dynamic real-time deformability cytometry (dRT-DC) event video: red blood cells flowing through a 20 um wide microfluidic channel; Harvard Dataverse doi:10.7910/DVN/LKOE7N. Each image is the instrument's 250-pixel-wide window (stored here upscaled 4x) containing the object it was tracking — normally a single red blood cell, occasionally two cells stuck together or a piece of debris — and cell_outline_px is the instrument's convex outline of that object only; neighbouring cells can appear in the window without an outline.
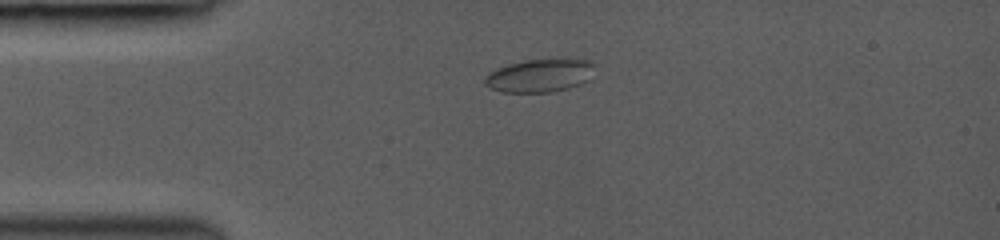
{"species": "common noctule bat (a hibernating species)", "species_latin": "Nyctalus noctula", "temperature_condition": "room temperature", "stored_images_in_passage": 21, "camera_frame_rate_fps": 3000, "um_per_image_px": 0.085, "animal": {"sex": "female", "body_mass_g": 19.0, "forearm_length_mm": 53.3}, "frame": {"image": 1, "passage_image": 1, "time_ms": 0.0, "image_size_px": [1000, 240], "cell_outline_px": [[592, 64], [584, 80], [580, 84], [568, 88], [552, 92], [500, 92], [484, 84], [484, 76], [488, 72], [496, 68], [508, 64], [524, 60], [588, 60]], "centroid_in_image_um": [45.71, 6.44], "position_along_channel_um": 39.3, "area_um2": 20.52}}
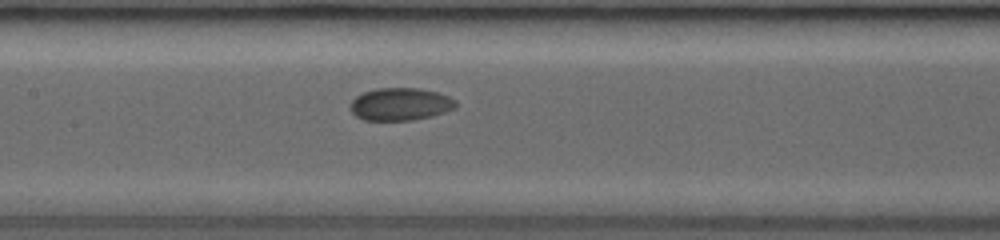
{"frame": {"image": 2, "passage_image": 9, "time_ms": 4.0, "image_size_px": [1000, 240], "cell_outline_px": [[456, 108], [432, 116], [412, 120], [364, 120], [356, 116], [348, 108], [352, 100], [356, 96], [364, 92], [376, 88], [420, 88], [436, 92], [448, 96], [456, 100]], "centroid_in_image_um": [34.01, 8.85], "position_along_channel_um": 173.4, "area_um2": 20.11}}
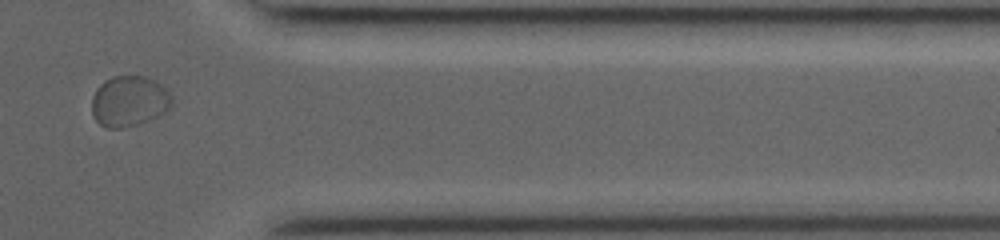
{"frame": {"image": 3, "passage_image": 18, "time_ms": 9.667, "image_size_px": [1000, 240], "cell_outline_px": [[172, 108], [148, 120], [124, 128], [104, 128], [92, 116], [92, 96], [96, 88], [104, 80], [112, 76], [144, 76], [156, 80], [172, 96]], "centroid_in_image_um": [10.96, 8.6], "position_along_channel_um": 400.4, "area_um2": 23.81}}